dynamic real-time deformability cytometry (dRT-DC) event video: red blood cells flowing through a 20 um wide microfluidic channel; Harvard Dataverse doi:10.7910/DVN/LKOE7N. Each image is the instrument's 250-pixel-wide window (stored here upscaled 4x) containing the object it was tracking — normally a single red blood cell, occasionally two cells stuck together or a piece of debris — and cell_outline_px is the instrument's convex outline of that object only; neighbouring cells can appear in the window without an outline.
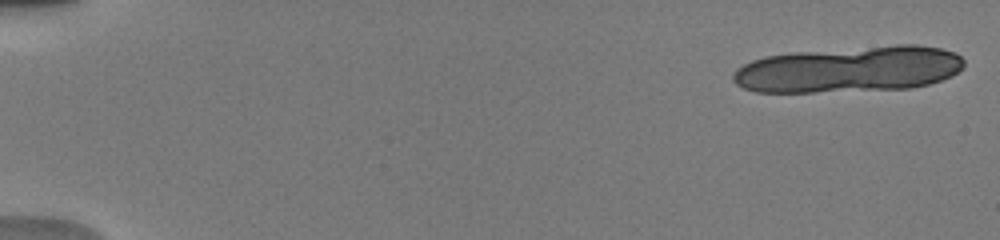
{"species": "human", "species_latin": "Homo sapiens", "temperature_condition": "warm", "stored_images_in_passage": 16, "camera_frame_rate_fps": 3000, "um_per_image_px": 0.085, "donor": {"sex": "male"}, "frame": {"image": 1, "passage_image": 1, "time_ms": 0.0, "image_size_px": [1000, 240], "cell_outline_px": [[964, 68], [952, 76], [928, 84], [912, 88], [812, 92], [756, 92], [744, 88], [736, 84], [732, 80], [732, 72], [736, 68], [752, 60], [764, 56], [792, 52], [896, 44], [916, 44], [940, 48], [956, 52], [964, 60]], "centroid_in_image_um": [72.18, 5.88], "position_along_channel_um": 12.8, "area_um2": 62.66}}